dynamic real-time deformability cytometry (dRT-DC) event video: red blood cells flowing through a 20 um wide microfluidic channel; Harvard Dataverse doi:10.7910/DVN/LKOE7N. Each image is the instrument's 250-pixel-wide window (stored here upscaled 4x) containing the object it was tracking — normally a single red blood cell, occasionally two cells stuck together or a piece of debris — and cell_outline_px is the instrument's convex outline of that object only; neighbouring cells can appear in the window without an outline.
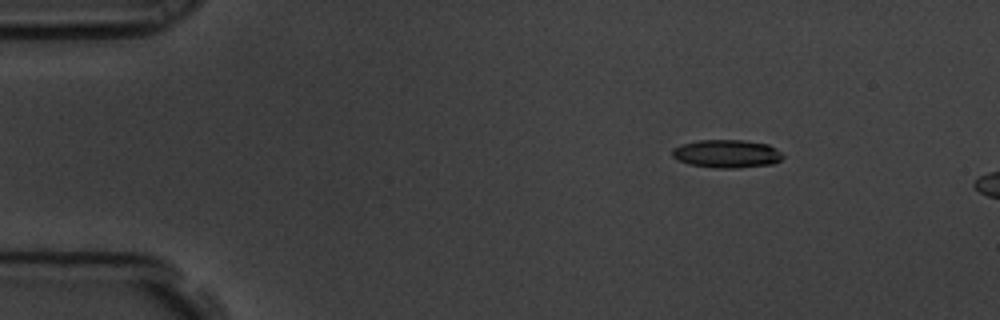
{"species": "common noctule bat (a hibernating species)", "species_latin": "Nyctalus noctula", "temperature_condition": "room temperature", "stored_images_in_passage": 4, "camera_frame_rate_fps": 3000, "um_per_image_px": 0.085, "animal": {"sex": "male", "body_mass_g": 19.5, "forearm_length_mm": 54.6}, "frame": {"image": 1, "passage_image": 2, "time_ms": 0.333, "image_size_px": [1000, 320], "cell_outline_px": [[784, 156], [780, 160], [772, 164], [736, 168], [716, 168], [688, 164], [672, 156], [672, 148], [680, 144], [696, 140], [744, 140], [768, 144], [776, 148]], "centroid_in_image_um": [61.76, 13.06], "position_along_channel_um": 23.2, "area_um2": 18.21}}